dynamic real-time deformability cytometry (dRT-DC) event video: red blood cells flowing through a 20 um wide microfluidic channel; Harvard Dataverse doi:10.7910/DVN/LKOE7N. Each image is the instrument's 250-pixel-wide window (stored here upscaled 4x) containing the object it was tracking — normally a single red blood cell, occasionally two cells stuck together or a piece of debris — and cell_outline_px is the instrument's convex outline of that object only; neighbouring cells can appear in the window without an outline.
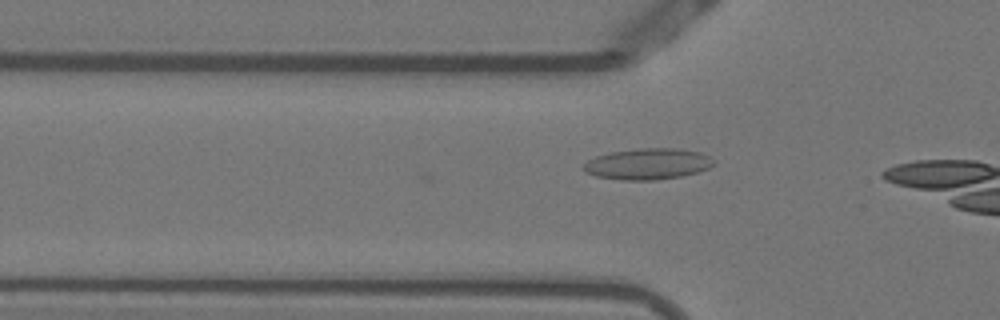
{"species": "Egyptian fruit bat (a non-hibernating species)", "species_latin": "Rousettus aegyptiacus", "temperature_condition": "warm", "stored_images_in_passage": 8, "camera_frame_rate_fps": 3000, "um_per_image_px": 0.085, "animal": {"sex": "female"}, "frame": {"image": 1, "passage_image": 8, "time_ms": 2.333, "image_size_px": [1000, 320], "cell_outline_px": [[716, 164], [708, 168], [696, 172], [680, 176], [656, 180], [620, 180], [596, 176], [584, 172], [580, 168], [588, 160], [596, 156], [608, 152], [640, 148], [676, 148], [700, 152], [716, 160]], "centroid_in_image_um": [55.03, 13.93], "position_along_channel_um": 70.8, "area_um2": 23.81}}